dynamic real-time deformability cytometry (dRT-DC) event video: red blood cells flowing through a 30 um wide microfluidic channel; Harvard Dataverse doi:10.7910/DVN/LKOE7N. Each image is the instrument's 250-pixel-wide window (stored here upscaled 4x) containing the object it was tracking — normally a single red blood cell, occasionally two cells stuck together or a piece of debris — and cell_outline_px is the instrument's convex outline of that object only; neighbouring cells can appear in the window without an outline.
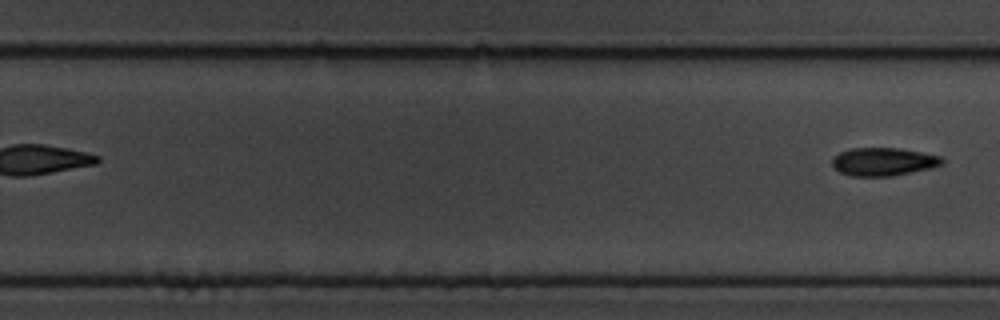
{"species": "common noctule bat (a hibernating species)", "species_latin": "Nyctalus noctula", "temperature_condition": "cold", "stored_images_in_passage": 8, "segment_of_instrument_passage": [2, 2], "camera_frame_rate_fps": 3000, "um_per_image_px": 0.085, "animal": {"sex": "male", "body_mass_g": 19.5, "forearm_length_mm": 54.6}, "frame": {"image": 1, "passage_image": 8, "time_ms": 8.0, "image_size_px": [1000, 320], "cell_outline_px": [[944, 164], [928, 168], [892, 176], [852, 176], [840, 172], [832, 164], [832, 160], [840, 152], [852, 148], [896, 148], [920, 152], [940, 156], [944, 160]], "centroid_in_image_um": [75.08, 13.74], "position_along_channel_um": 254.7, "area_um2": 17.69}}